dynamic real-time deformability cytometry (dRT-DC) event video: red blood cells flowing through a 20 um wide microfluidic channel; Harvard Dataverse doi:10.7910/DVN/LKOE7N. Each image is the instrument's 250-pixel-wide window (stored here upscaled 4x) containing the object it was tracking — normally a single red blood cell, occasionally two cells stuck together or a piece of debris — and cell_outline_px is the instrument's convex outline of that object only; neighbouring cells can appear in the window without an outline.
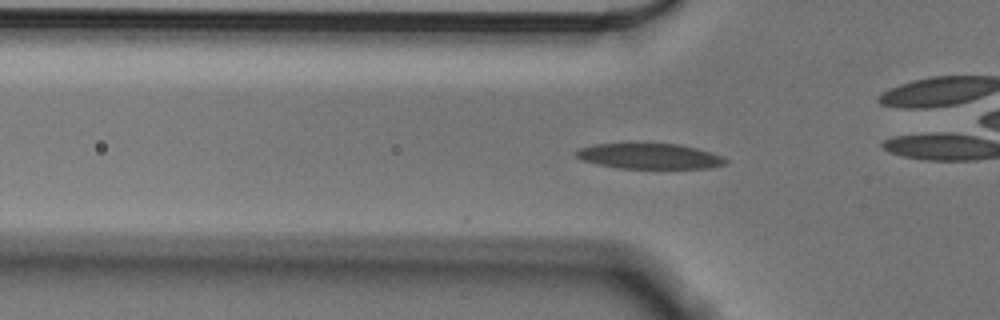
{"species": "Egyptian fruit bat (a non-hibernating species)", "species_latin": "Rousettus aegyptiacus", "temperature_condition": "cold", "stored_images_in_passage": 57, "camera_frame_rate_fps": 3000, "um_per_image_px": 0.085, "animal": {"sex": "male"}, "frame": {"image": 1, "passage_image": 18, "time_ms": 5.667, "image_size_px": [1000, 320], "cell_outline_px": [[728, 164], [712, 168], [620, 168], [596, 164], [580, 160], [572, 152], [580, 148], [592, 144], [680, 144], [696, 148], [720, 156], [728, 160]], "centroid_in_image_um": [55.17, 13.28], "position_along_channel_um": 70.6, "area_um2": 22.14}}
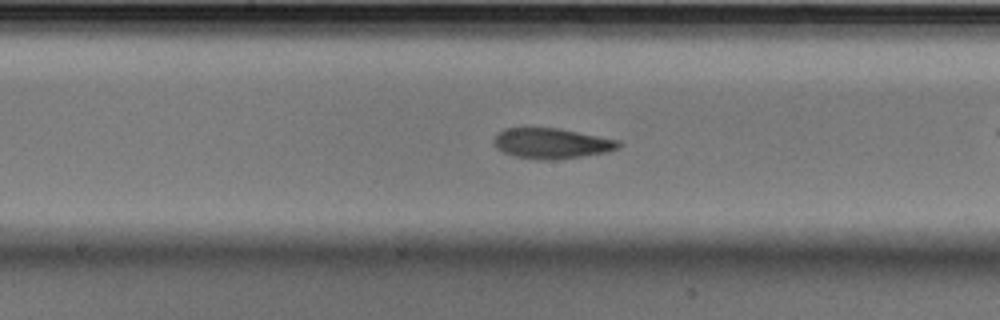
{"frame": {"image": 2, "passage_image": 29, "time_ms": 9.333, "image_size_px": [1000, 320], "cell_outline_px": [[624, 144], [620, 148], [608, 152], [556, 160], [540, 160], [512, 156], [496, 148], [492, 140], [504, 128], [560, 128], [620, 140]], "centroid_in_image_um": [46.93, 12.19], "position_along_channel_um": 201.3, "area_um2": 22.43}}
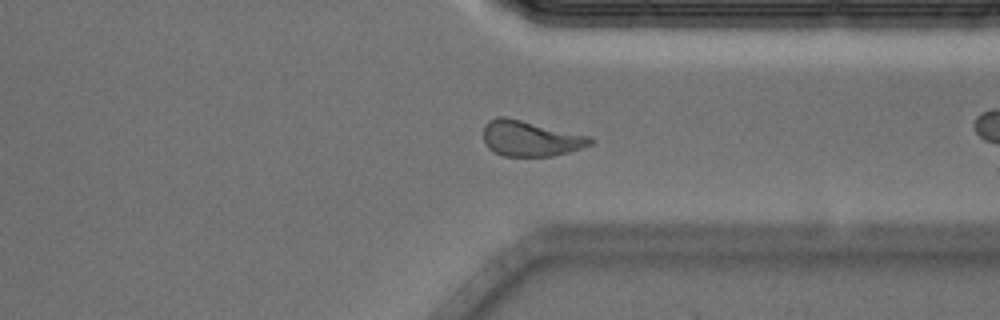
{"frame": {"image": 3, "passage_image": 43, "time_ms": 14.0, "image_size_px": [1000, 320], "cell_outline_px": [[596, 140], [592, 144], [568, 152], [552, 156], [504, 156], [488, 148], [484, 140], [484, 124], [488, 120], [496, 116], [504, 116], [592, 136]], "centroid_in_image_um": [45.1, 11.76], "position_along_channel_um": 366.3, "area_um2": 22.25}, "authors_computed_cell_mechanics": {"area_um2": 21.9062, "velocity_mm_per_s": 3.5396, "shape_relaxation_time_tau1_ms": 5.0959, "shape_relaxation_time_tau2_ms": 1.9844, "deformation_change_tau1": 0.1786, "deformation_change_tau2": 0.0851}}